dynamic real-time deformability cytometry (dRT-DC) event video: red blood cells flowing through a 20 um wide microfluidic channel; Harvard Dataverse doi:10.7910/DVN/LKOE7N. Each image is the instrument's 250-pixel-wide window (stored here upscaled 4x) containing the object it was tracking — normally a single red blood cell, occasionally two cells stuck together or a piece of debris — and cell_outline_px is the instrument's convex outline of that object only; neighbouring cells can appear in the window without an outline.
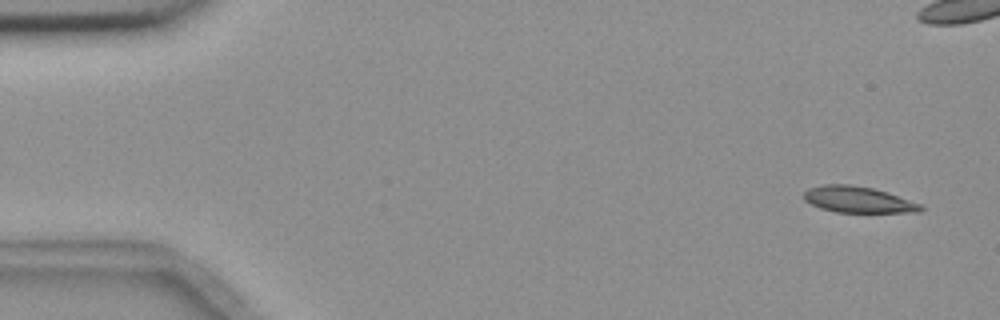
{"species": "common noctule bat (a hibernating species)", "species_latin": "Nyctalus noctula", "temperature_condition": "room temperature", "stored_images_in_passage": 6, "camera_frame_rate_fps": 3000, "um_per_image_px": 0.085, "animal": {"sex": "female", "body_mass_g": 18.4}, "frame": {"image": 1, "passage_image": 1, "time_ms": 0.0, "image_size_px": [1000, 320], "cell_outline_px": [[924, 208], [920, 212], [836, 212], [820, 208], [804, 200], [804, 192], [808, 188], [824, 184], [848, 184], [872, 188], [888, 192], [920, 204]], "centroid_in_image_um": [72.92, 16.96], "position_along_channel_um": 12.1, "area_um2": 17.74}}